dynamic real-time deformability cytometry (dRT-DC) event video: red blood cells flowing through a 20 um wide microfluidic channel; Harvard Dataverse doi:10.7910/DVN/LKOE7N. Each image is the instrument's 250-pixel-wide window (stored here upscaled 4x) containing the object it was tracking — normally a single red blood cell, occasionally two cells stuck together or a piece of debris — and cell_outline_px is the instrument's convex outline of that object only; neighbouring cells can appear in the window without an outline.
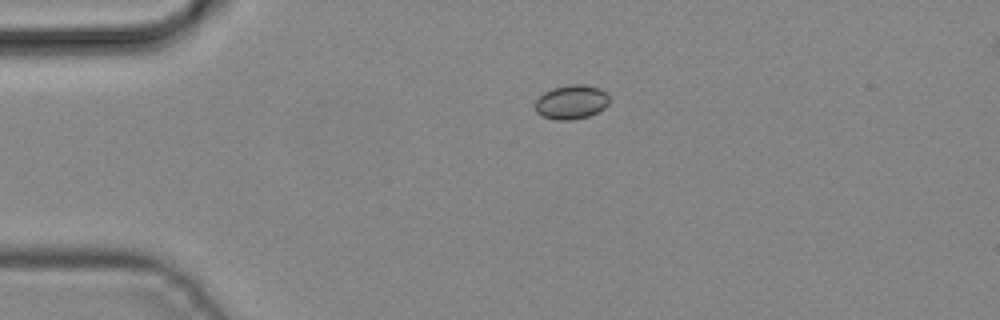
{"species": "common noctule bat (a hibernating species)", "species_latin": "Nyctalus noctula", "temperature_condition": "cold", "stored_images_in_passage": 3, "camera_frame_rate_fps": 3000, "um_per_image_px": 0.085, "animal": {"sex": "male", "body_mass_g": 19.2, "forearm_length_mm": 51.8}, "frame": {"image": 1, "passage_image": 1, "time_ms": 0.0, "image_size_px": [1000, 320], "cell_outline_px": [[608, 104], [604, 108], [588, 116], [572, 120], [556, 120], [540, 116], [536, 112], [536, 100], [544, 92], [552, 88], [572, 84], [584, 84], [600, 88], [608, 96]], "centroid_in_image_um": [48.54, 8.68], "position_along_channel_um": 36.5, "area_um2": 14.74}}
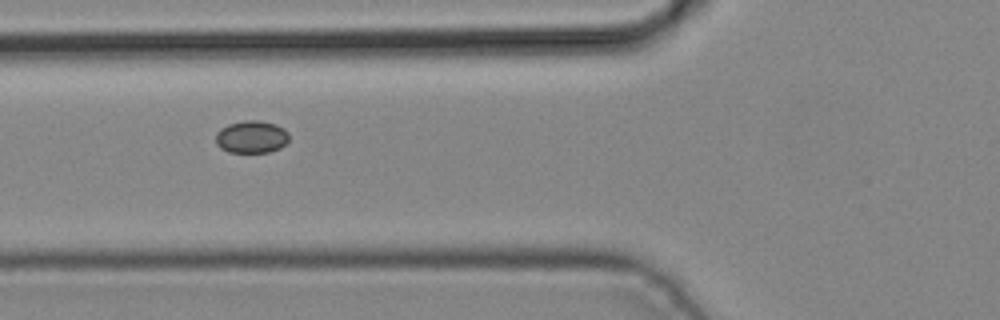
{"frame": {"image": 2, "passage_image": 3, "time_ms": 0.667, "image_size_px": [1000, 320], "cell_outline_px": [[288, 140], [280, 148], [268, 152], [228, 152], [220, 148], [216, 144], [216, 132], [220, 128], [228, 124], [244, 120], [260, 120], [276, 124], [284, 128], [288, 132]], "centroid_in_image_um": [21.36, 11.62], "position_along_channel_um": 104.4, "area_um2": 13.99}}